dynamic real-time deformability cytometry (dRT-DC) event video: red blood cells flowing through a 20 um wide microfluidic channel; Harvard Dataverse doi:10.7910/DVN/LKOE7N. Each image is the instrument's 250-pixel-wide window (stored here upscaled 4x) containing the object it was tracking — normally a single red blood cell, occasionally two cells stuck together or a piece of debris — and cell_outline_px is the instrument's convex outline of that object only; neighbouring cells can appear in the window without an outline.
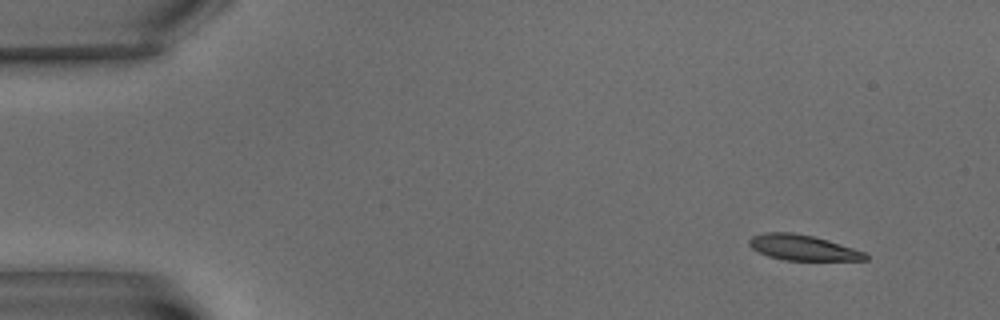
{"species": "common noctule bat (a hibernating species)", "species_latin": "Nyctalus noctula", "temperature_condition": "warm", "stored_images_in_passage": 7, "segment_of_instrument_passage": [2, 2], "camera_frame_rate_fps": 3000, "um_per_image_px": 0.085, "animal": {"sex": "male", "body_mass_g": 15.6}, "frame": {"image": 1, "passage_image": 7, "time_ms": 8.667, "image_size_px": [1000, 320], "cell_outline_px": [[868, 260], [784, 260], [768, 256], [752, 248], [748, 244], [748, 240], [752, 236], [764, 232], [792, 232], [812, 236], [828, 240], [864, 252], [868, 256]], "centroid_in_image_um": [68.2, 21.04], "position_along_channel_um": 16.8, "area_um2": 17.11}}